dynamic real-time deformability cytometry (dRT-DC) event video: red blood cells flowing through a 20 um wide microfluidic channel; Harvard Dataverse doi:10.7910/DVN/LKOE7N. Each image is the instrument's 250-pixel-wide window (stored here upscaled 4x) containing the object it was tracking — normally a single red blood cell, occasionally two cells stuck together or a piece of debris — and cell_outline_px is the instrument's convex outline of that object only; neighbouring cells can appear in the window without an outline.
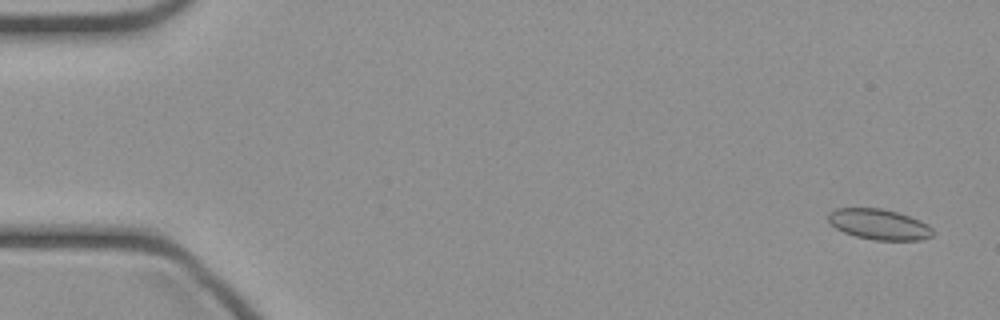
{"species": "common noctule bat (a hibernating species)", "species_latin": "Nyctalus noctula", "temperature_condition": "cold", "stored_images_in_passage": 48, "camera_frame_rate_fps": 3000, "um_per_image_px": 0.085, "animal": {"sex": "female", "body_mass_g": 21.9}, "frame": {"image": 1, "passage_image": 2, "time_ms": 0.333, "image_size_px": [1000, 320], "cell_outline_px": [[932, 236], [920, 240], [872, 240], [856, 236], [844, 232], [836, 228], [828, 220], [828, 212], [836, 208], [880, 208], [896, 212], [920, 220], [928, 224], [932, 228]], "centroid_in_image_um": [74.71, 19.07], "position_along_channel_um": 10.3, "area_um2": 18.55}}
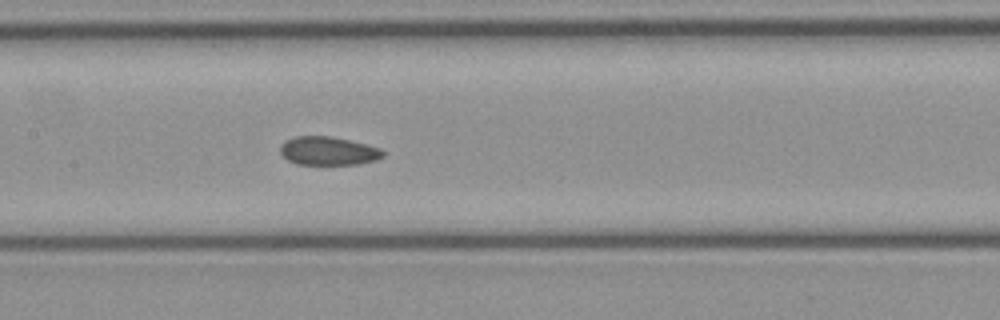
{"frame": {"image": 2, "passage_image": 23, "time_ms": 7.333, "image_size_px": [1000, 320], "cell_outline_px": [[384, 156], [376, 160], [356, 164], [296, 164], [288, 160], [280, 152], [280, 144], [284, 140], [296, 136], [332, 136], [380, 148], [384, 152]], "centroid_in_image_um": [27.87, 12.82], "position_along_channel_um": 179.5, "area_um2": 16.99}}
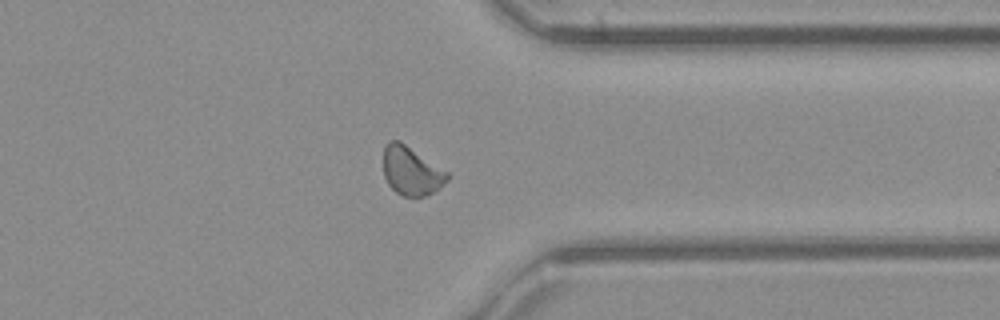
{"frame": {"image": 3, "passage_image": 37, "time_ms": 12.0, "image_size_px": [1000, 320], "cell_outline_px": [[452, 176], [448, 180], [432, 192], [424, 196], [404, 196], [396, 192], [388, 184], [384, 176], [384, 148], [388, 140], [400, 140], [448, 172]], "centroid_in_image_um": [34.96, 14.51], "position_along_channel_um": 376.4, "area_um2": 18.03}}